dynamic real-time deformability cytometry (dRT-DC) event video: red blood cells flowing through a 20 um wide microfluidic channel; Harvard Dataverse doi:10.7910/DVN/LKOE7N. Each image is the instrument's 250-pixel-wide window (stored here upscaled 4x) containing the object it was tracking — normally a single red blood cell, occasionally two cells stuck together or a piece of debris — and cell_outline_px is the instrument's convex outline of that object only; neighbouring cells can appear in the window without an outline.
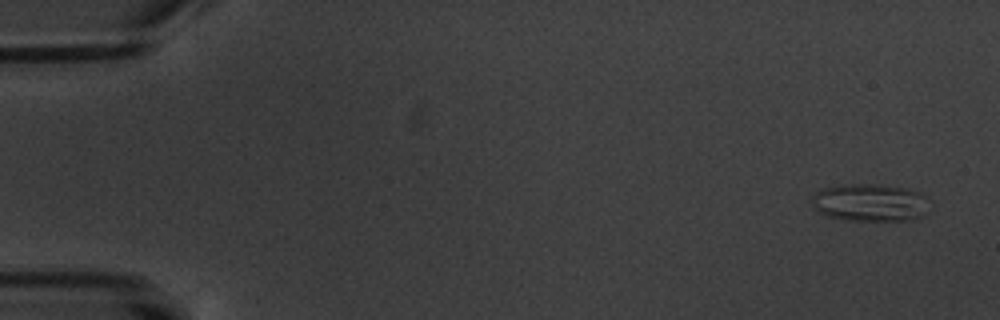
{"species": "common noctule bat (a hibernating species)", "species_latin": "Nyctalus noctula", "temperature_condition": "warm", "stored_images_in_passage": 6, "camera_frame_rate_fps": 3000, "um_per_image_px": 0.085, "animal": {"sex": "male", "body_mass_g": 20.1, "forearm_length_mm": 53.5}, "frame": {"image": 1, "passage_image": 1, "time_ms": 0.0, "image_size_px": [1000, 320], "cell_outline_px": [[928, 212], [924, 216], [912, 220], [852, 220], [828, 216], [820, 212], [812, 204], [812, 200], [816, 192], [824, 188], [844, 184], [876, 184], [904, 188], [920, 192], [924, 196]], "centroid_in_image_um": [73.98, 17.22], "position_along_channel_um": 11.0, "area_um2": 25.49}}
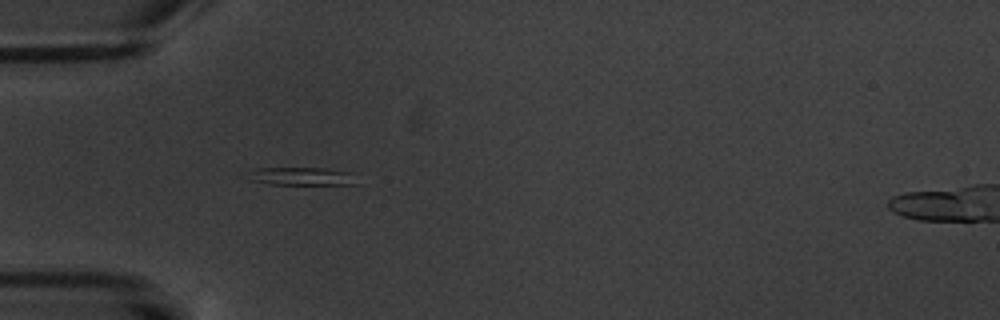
{"frame": {"image": 2, "passage_image": 5, "time_ms": 5.333, "image_size_px": [1000, 320], "cell_outline_px": [[360, 184], [268, 184], [248, 180], [252, 168], [324, 168], [352, 172]], "centroid_in_image_um": [25.67, 14.98], "position_along_channel_um": 59.3, "area_um2": 11.5}}